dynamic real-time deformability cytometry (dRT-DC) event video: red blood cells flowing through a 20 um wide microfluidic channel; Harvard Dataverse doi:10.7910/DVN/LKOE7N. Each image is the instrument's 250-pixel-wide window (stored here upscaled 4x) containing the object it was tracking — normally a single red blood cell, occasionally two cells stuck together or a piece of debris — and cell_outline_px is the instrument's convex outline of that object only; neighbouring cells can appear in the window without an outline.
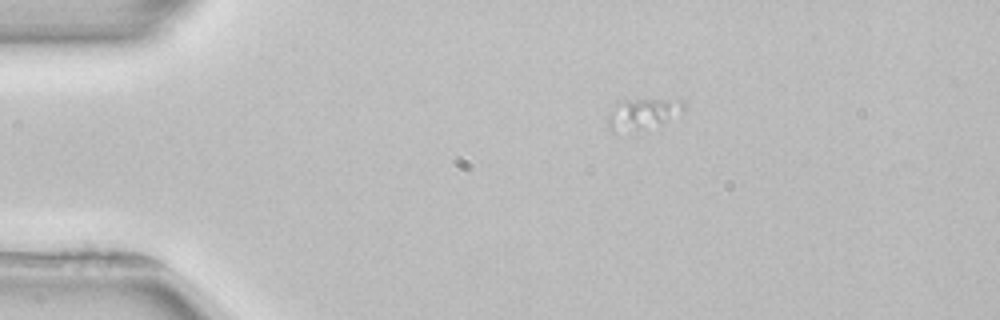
{"species": "common noctule bat (a hibernating species)", "species_latin": "Nyctalus noctula", "temperature_condition": "room temperature", "stored_images_in_passage": 3, "segment_of_instrument_passage": [1, 2], "camera_frame_rate_fps": 3000, "um_per_image_px": 0.085, "animal": {"sex": "female", "body_mass_g": 22.7, "forearm_length_mm": 54.2}, "frame": {"image": 1, "passage_image": 1, "time_ms": 0.0, "image_size_px": [1000, 320], "cell_outline_px": [[684, 108], [680, 112], [660, 124], [612, 132], [608, 128], [604, 120], [604, 116], [608, 112], [628, 100], [684, 100]], "centroid_in_image_um": [54.56, 9.67], "position_along_channel_um": 30.4, "area_um2": 12.89}}